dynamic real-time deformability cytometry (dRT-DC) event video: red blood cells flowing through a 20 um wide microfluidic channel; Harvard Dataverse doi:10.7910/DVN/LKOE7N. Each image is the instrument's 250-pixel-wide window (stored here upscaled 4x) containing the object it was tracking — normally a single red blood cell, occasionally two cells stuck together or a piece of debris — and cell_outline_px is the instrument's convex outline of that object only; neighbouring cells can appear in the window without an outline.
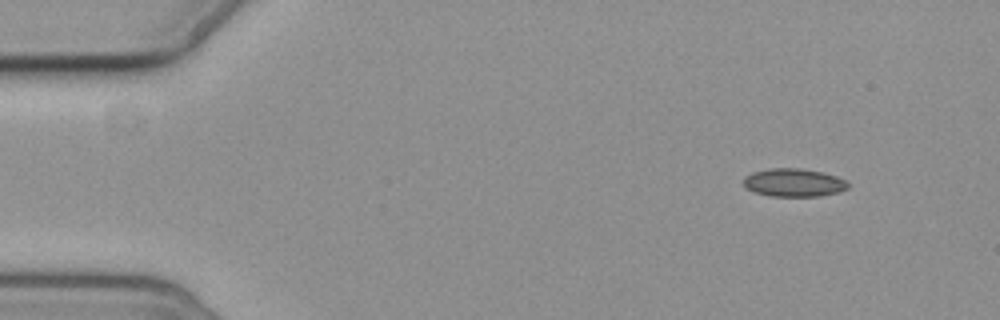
{"species": "common noctule bat (a hibernating species)", "species_latin": "Nyctalus noctula", "temperature_condition": "cold", "stored_images_in_passage": 4, "camera_frame_rate_fps": 3000, "um_per_image_px": 0.085, "animal": {"sex": "female", "body_mass_g": 19.3, "forearm_length_mm": 54.1}, "frame": {"image": 1, "passage_image": 1, "time_ms": 0.0, "image_size_px": [1000, 320], "cell_outline_px": [[848, 188], [836, 192], [820, 196], [772, 196], [756, 192], [748, 188], [740, 180], [744, 176], [752, 172], [768, 168], [800, 168], [820, 172], [836, 176], [844, 180], [848, 184]], "centroid_in_image_um": [67.42, 15.51], "position_along_channel_um": 17.6, "area_um2": 16.99}}